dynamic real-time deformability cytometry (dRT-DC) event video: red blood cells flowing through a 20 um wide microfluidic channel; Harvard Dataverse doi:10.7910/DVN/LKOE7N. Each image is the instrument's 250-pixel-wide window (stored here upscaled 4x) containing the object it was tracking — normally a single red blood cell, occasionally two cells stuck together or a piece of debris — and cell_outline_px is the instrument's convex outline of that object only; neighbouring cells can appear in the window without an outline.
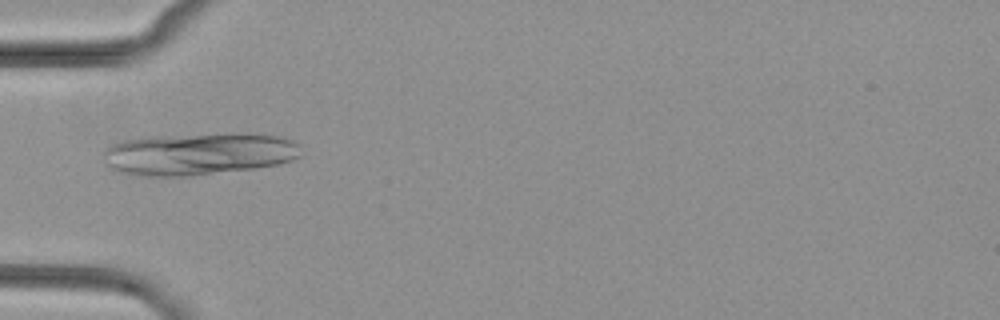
{"species": "common noctule bat (a hibernating species)", "species_latin": "Nyctalus noctula", "temperature_condition": "cold", "stored_images_in_passage": 49, "camera_frame_rate_fps": 3000, "um_per_image_px": 0.085, "animal": {"sex": "female", "body_mass_g": 29.2, "forearm_length_mm": 56.3}, "frame": {"image": 1, "passage_image": 14, "time_ms": 4.333, "image_size_px": [1000, 320], "cell_outline_px": [[304, 156], [280, 164], [256, 168], [192, 176], [140, 176], [120, 172], [104, 164], [104, 152], [112, 144], [124, 140], [140, 136], [232, 132], [248, 132], [280, 136], [292, 140], [300, 144]], "centroid_in_image_um": [16.96, 13.05], "position_along_channel_um": 68.0, "area_um2": 50.11}}
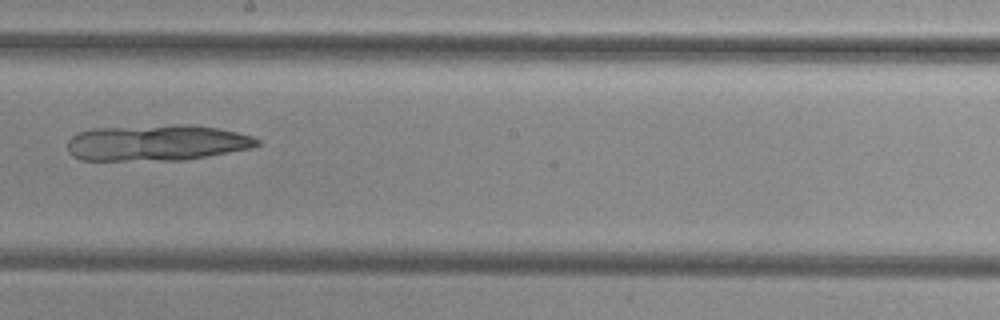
{"frame": {"image": 2, "passage_image": 27, "time_ms": 8.667, "image_size_px": [1000, 320], "cell_outline_px": [[260, 144], [252, 148], [184, 160], [80, 160], [72, 156], [68, 152], [68, 140], [76, 132], [92, 128], [172, 124], [192, 124], [216, 128], [236, 132], [252, 136], [260, 140]], "centroid_in_image_um": [13.29, 12.12], "position_along_channel_um": 234.9, "area_um2": 40.17}}
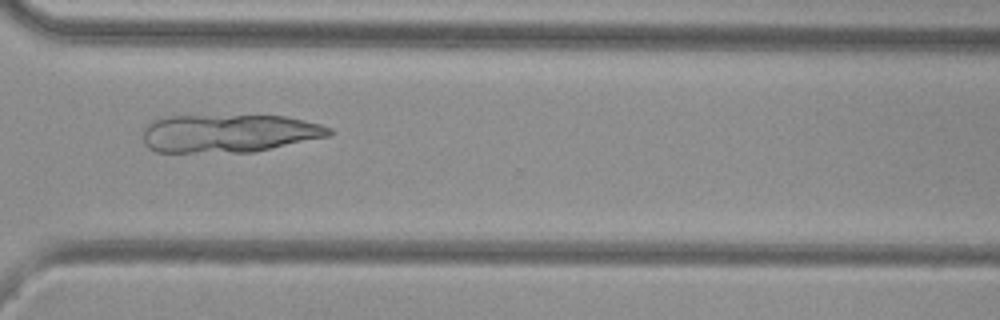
{"frame": {"image": 3, "passage_image": 36, "time_ms": 11.667, "image_size_px": [1000, 320], "cell_outline_px": [[332, 136], [256, 152], [156, 152], [148, 148], [144, 144], [144, 128], [152, 120], [164, 116], [284, 116], [304, 120], [320, 124], [332, 128]], "centroid_in_image_um": [19.49, 11.34], "position_along_channel_um": 351.1, "area_um2": 41.73}}